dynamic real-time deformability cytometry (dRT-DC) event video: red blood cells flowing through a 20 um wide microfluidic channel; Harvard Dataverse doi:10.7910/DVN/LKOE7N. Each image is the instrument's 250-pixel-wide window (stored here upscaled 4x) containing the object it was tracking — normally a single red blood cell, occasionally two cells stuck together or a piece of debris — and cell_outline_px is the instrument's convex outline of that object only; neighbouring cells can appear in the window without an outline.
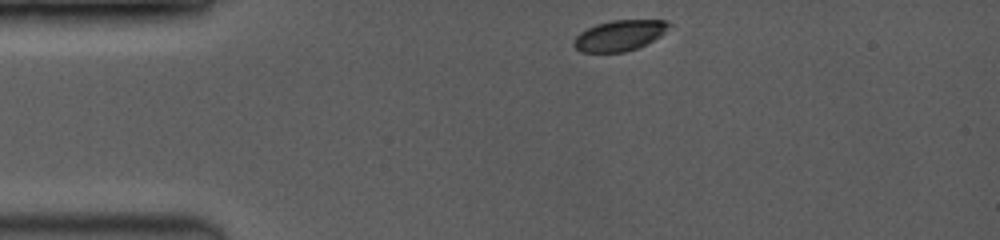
{"species": "common noctule bat (a hibernating species)", "species_latin": "Nyctalus noctula", "temperature_condition": "room temperature", "stored_images_in_passage": 12, "camera_frame_rate_fps": 3500, "um_per_image_px": 0.085, "animal": {"sex": "female", "body_mass_g": 19.0, "forearm_length_mm": 53.3}, "frame": {"image": 1, "passage_image": 1, "time_ms": 0.0, "image_size_px": [1000, 240], "cell_outline_px": [[672, 24], [660, 36], [636, 48], [624, 52], [580, 52], [572, 44], [576, 36], [580, 32], [596, 24], [612, 20], [664, 20]], "centroid_in_image_um": [52.63, 3.01], "position_along_channel_um": 32.4, "area_um2": 16.82}}
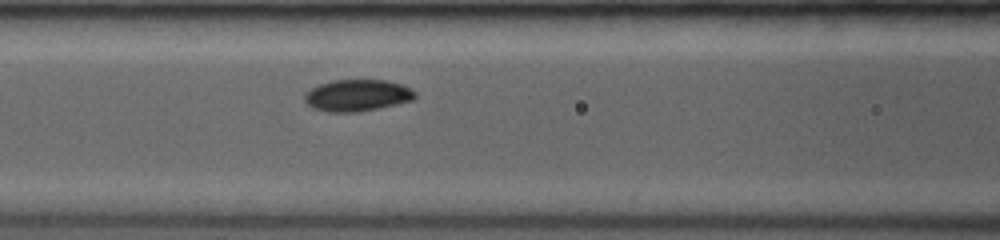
{"frame": {"image": 2, "passage_image": 6, "time_ms": 3.714, "image_size_px": [1000, 240], "cell_outline_px": [[416, 96], [412, 100], [396, 104], [356, 112], [324, 112], [312, 108], [304, 100], [304, 96], [312, 88], [320, 84], [332, 80], [388, 80], [400, 84], [416, 92]], "centroid_in_image_um": [30.34, 8.11], "position_along_channel_um": 136.3, "area_um2": 20.23}}
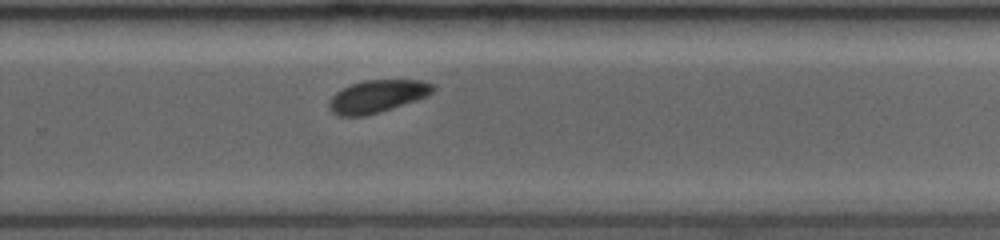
{"frame": {"image": 3, "passage_image": 12, "time_ms": 7.714, "image_size_px": [1000, 240], "cell_outline_px": [[436, 88], [428, 96], [368, 116], [336, 116], [328, 108], [328, 100], [336, 92], [352, 84], [364, 80], [424, 80], [436, 84]], "centroid_in_image_um": [32.08, 8.19], "position_along_channel_um": 297.7, "area_um2": 19.94}}